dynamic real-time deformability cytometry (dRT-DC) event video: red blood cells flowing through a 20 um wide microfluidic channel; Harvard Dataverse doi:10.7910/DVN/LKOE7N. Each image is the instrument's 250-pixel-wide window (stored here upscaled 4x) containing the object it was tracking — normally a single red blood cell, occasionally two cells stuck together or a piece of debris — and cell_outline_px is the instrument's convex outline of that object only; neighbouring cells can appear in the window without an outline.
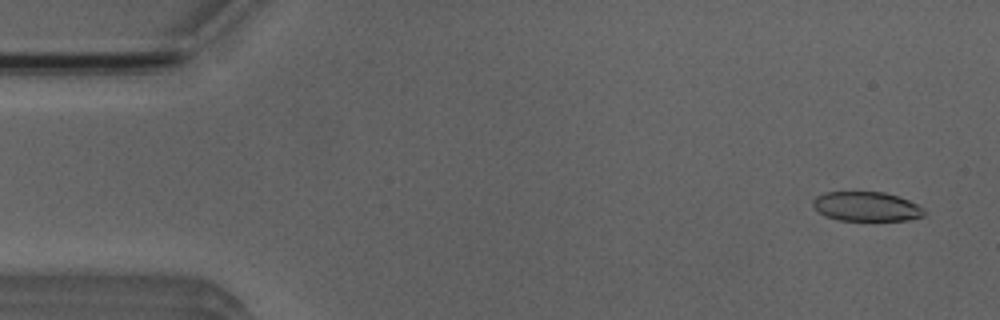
{"species": "Egyptian fruit bat (a non-hibernating species)", "species_latin": "Rousettus aegyptiacus", "temperature_condition": "room temperature", "stored_images_in_passage": 4, "camera_frame_rate_fps": 3000, "um_per_image_px": 0.085, "animal": {"sex": "male"}, "frame": {"image": 1, "passage_image": 1, "time_ms": 0.0, "image_size_px": [1000, 320], "cell_outline_px": [[928, 212], [924, 216], [908, 220], [836, 220], [824, 216], [812, 204], [812, 200], [816, 196], [824, 192], [884, 192], [908, 200], [924, 208]], "centroid_in_image_um": [73.65, 17.56], "position_along_channel_um": 11.3, "area_um2": 19.13}}